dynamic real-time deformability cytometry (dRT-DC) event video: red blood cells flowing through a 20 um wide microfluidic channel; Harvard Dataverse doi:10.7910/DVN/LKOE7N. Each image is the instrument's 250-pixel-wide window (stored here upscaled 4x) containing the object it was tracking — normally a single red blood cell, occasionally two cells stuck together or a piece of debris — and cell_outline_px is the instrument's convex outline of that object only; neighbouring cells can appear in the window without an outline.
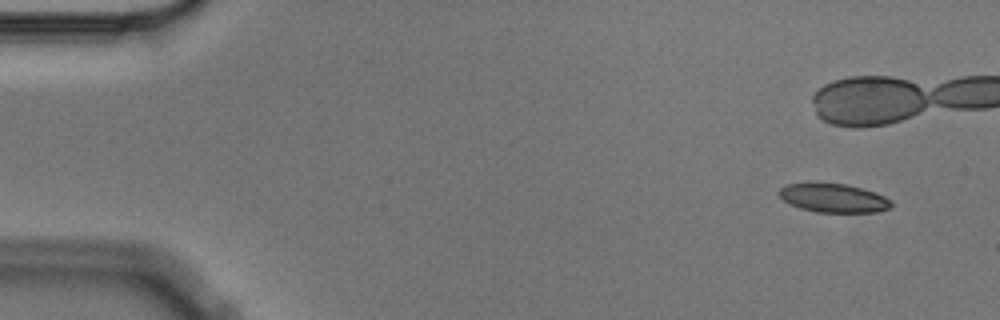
{"species": "Egyptian fruit bat (a non-hibernating species)", "species_latin": "Rousettus aegyptiacus", "temperature_condition": "cold", "stored_images_in_passage": 9, "camera_frame_rate_fps": 3000, "um_per_image_px": 0.085, "animal": {"sex": "male"}, "frame": {"image": 1, "passage_image": 1, "time_ms": 0.0, "image_size_px": [1000, 320], "cell_outline_px": [[892, 208], [876, 212], [816, 212], [800, 208], [784, 200], [776, 192], [784, 184], [816, 180], [848, 184], [864, 188], [876, 192], [892, 200]], "centroid_in_image_um": [70.83, 16.78], "position_along_channel_um": 14.2, "area_um2": 19.71}}